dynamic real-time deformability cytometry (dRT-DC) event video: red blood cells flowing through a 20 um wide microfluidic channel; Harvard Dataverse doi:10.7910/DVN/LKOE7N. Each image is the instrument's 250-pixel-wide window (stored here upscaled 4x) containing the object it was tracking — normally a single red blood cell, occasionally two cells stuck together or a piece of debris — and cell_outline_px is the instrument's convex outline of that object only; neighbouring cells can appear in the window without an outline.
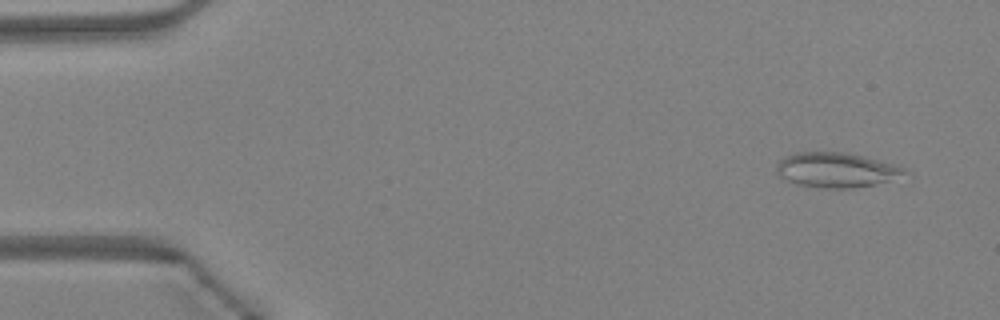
{"species": "Egyptian fruit bat (a non-hibernating species)", "species_latin": "Rousettus aegyptiacus", "temperature_condition": "warm", "stored_images_in_passage": 47, "camera_frame_rate_fps": 3000, "um_per_image_px": 0.085, "animal": {"sex": "female"}, "frame": {"image": 1, "passage_image": 3, "time_ms": 0.667, "image_size_px": [1000, 320], "cell_outline_px": [[908, 172], [888, 180], [872, 184], [852, 188], [824, 188], [800, 184], [788, 180], [780, 176], [776, 172], [776, 164], [784, 156], [796, 152], [848, 152], [892, 164], [904, 168]], "centroid_in_image_um": [71.01, 14.43], "position_along_channel_um": 14.0, "area_um2": 25.49}}
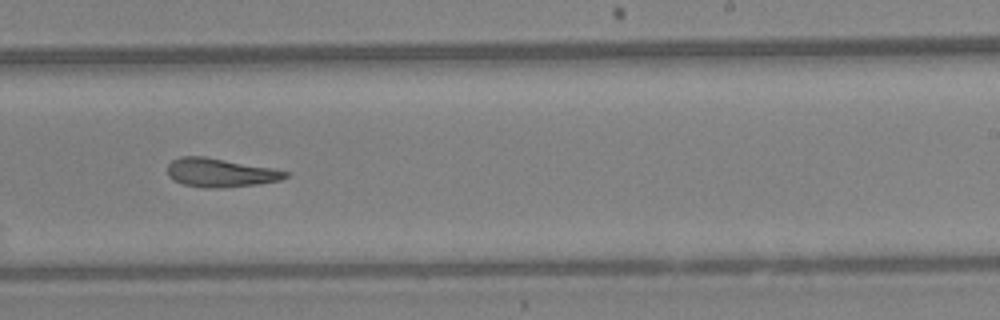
{"frame": {"image": 2, "passage_image": 29, "time_ms": 9.333, "image_size_px": [1000, 320], "cell_outline_px": [[292, 172], [288, 176], [280, 180], [256, 184], [220, 188], [204, 188], [184, 184], [172, 180], [168, 176], [168, 164], [172, 160], [180, 156], [204, 156], [272, 168]], "centroid_in_image_um": [18.72, 14.67], "position_along_channel_um": 270.3, "area_um2": 19.77}}
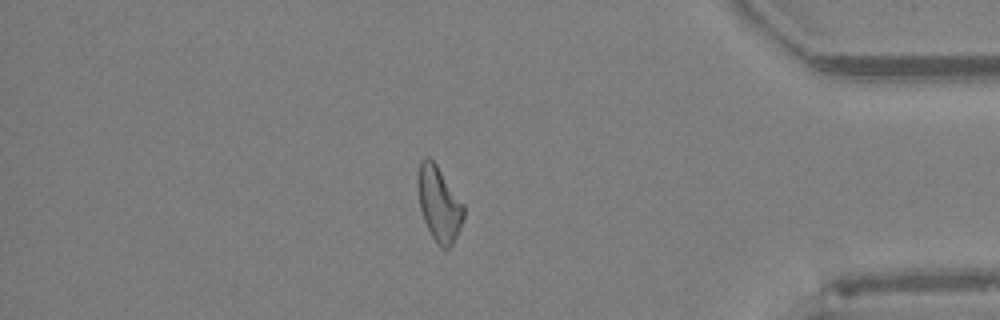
{"frame": {"image": 3, "passage_image": 40, "time_ms": 13.0, "image_size_px": [1000, 320], "cell_outline_px": [[464, 216], [456, 236], [452, 244], [448, 248], [440, 248], [432, 236], [424, 220], [420, 208], [416, 180], [420, 160], [424, 156], [428, 156], [436, 164], [464, 204]], "centroid_in_image_um": [37.29, 17.29], "position_along_channel_um": 397.9, "area_um2": 19.94}, "authors_computed_cell_mechanics": {"area_um2": 20.23, "velocity_mm_per_s": 4.3629, "shape_relaxation_time_tau1_ms": null, "shape_relaxation_time_tau2_ms": 4.0865, "deformation_change_tau1": null, "deformation_change_tau2": 0.1476}}